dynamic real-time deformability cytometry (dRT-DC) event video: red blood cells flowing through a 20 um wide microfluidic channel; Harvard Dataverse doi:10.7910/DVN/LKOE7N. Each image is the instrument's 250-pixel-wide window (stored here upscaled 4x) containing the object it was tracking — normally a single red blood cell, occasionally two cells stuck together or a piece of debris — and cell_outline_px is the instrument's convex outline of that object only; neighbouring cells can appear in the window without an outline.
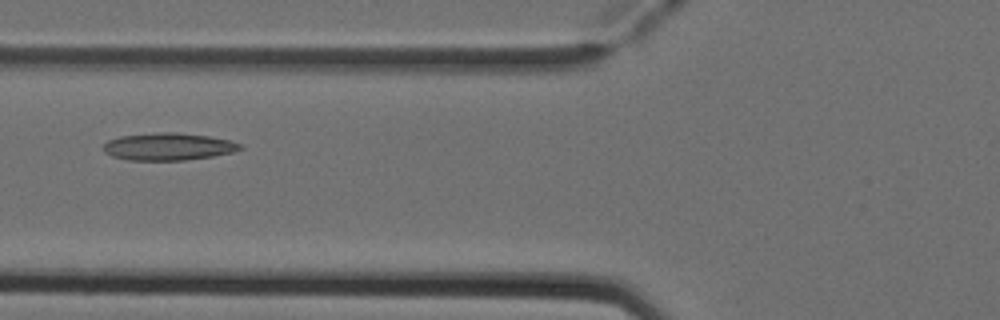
{"species": "Egyptian fruit bat (a non-hibernating species)", "species_latin": "Rousettus aegyptiacus", "temperature_condition": "cold", "stored_images_in_passage": 4, "camera_frame_rate_fps": 3000, "um_per_image_px": 0.085, "animal": {"sex": "female"}, "frame": {"image": 1, "passage_image": 4, "time_ms": 1.0, "image_size_px": [1000, 320], "cell_outline_px": [[244, 148], [232, 152], [212, 156], [184, 160], [128, 160], [112, 156], [104, 152], [104, 144], [108, 140], [120, 136], [160, 132], [176, 132], [208, 136], [228, 140], [240, 144]], "centroid_in_image_um": [14.28, 12.46], "position_along_channel_um": 111.5, "area_um2": 21.62}}